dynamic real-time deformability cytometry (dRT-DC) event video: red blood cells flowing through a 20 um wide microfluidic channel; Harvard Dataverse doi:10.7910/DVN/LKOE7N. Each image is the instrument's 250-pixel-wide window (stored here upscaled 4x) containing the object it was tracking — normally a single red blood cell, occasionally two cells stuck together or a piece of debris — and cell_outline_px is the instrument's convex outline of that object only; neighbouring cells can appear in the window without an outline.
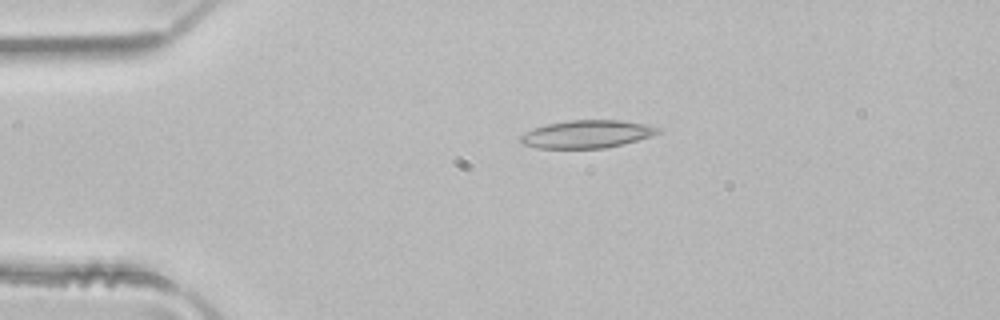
{"species": "common noctule bat (a hibernating species)", "species_latin": "Nyctalus noctula", "temperature_condition": "room temperature", "stored_images_in_passage": 2, "camera_frame_rate_fps": 3000, "um_per_image_px": 0.085, "animal": {"sex": "male", "body_mass_g": 21.5, "forearm_length_mm": 52.0}, "frame": {"image": 1, "passage_image": 1, "time_ms": 0.0, "image_size_px": [1000, 320], "cell_outline_px": [[660, 132], [652, 136], [624, 144], [604, 148], [536, 148], [524, 144], [520, 140], [520, 136], [536, 128], [548, 124], [572, 120], [620, 120], [648, 124], [660, 128]], "centroid_in_image_um": [49.96, 11.4], "position_along_channel_um": 35.0, "area_um2": 22.08}}
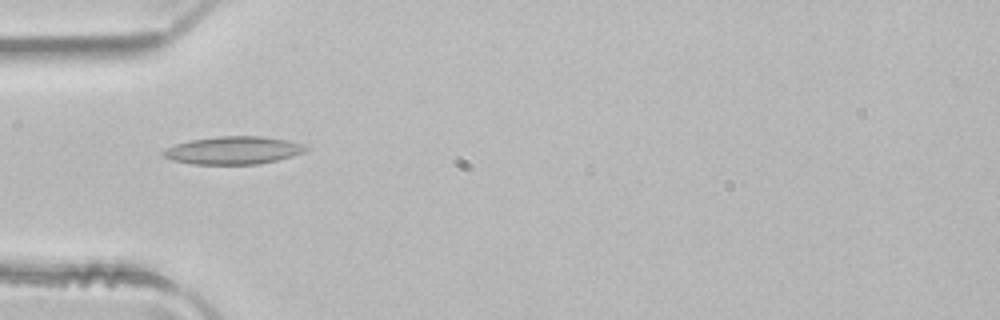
{"frame": {"image": 2, "passage_image": 2, "time_ms": 0.333, "image_size_px": [1000, 320], "cell_outline_px": [[308, 148], [304, 152], [292, 156], [276, 160], [256, 164], [192, 164], [172, 160], [164, 156], [160, 152], [164, 148], [176, 144], [192, 140], [220, 136], [260, 136], [288, 140], [304, 144]], "centroid_in_image_um": [19.82, 12.77], "position_along_channel_um": 65.2, "area_um2": 23.0}}